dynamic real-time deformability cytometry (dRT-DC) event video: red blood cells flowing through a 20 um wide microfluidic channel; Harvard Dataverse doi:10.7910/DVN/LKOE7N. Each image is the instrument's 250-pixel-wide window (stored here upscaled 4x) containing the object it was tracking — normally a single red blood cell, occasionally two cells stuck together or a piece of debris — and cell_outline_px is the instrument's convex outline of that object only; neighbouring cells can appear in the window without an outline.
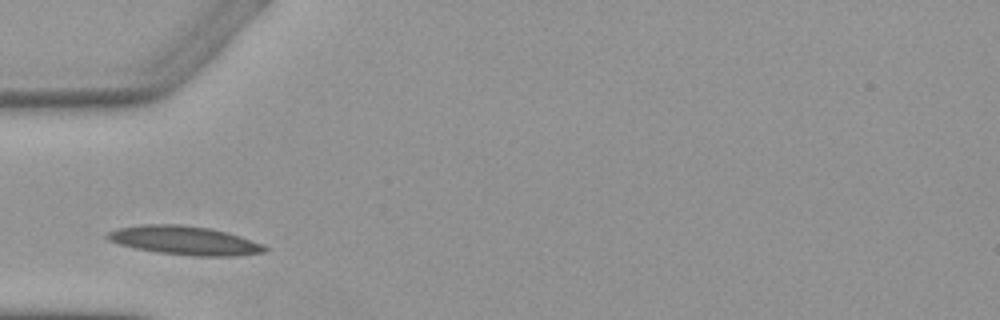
{"species": "Egyptian fruit bat (a non-hibernating species)", "species_latin": "Rousettus aegyptiacus", "temperature_condition": "warm", "stored_images_in_passage": 1, "camera_frame_rate_fps": 3000, "um_per_image_px": 0.085, "animal": {"sex": "female"}, "frame": {"image": 1, "passage_image": 1, "time_ms": 0.0, "image_size_px": [1000, 320], "cell_outline_px": [[268, 252], [236, 256], [200, 256], [156, 252], [136, 248], [120, 244], [108, 240], [104, 236], [108, 232], [116, 228], [144, 224], [180, 224], [208, 228], [240, 236], [264, 244], [268, 248]], "centroid_in_image_um": [15.7, 20.44], "position_along_channel_um": 69.3, "area_um2": 26.36}}